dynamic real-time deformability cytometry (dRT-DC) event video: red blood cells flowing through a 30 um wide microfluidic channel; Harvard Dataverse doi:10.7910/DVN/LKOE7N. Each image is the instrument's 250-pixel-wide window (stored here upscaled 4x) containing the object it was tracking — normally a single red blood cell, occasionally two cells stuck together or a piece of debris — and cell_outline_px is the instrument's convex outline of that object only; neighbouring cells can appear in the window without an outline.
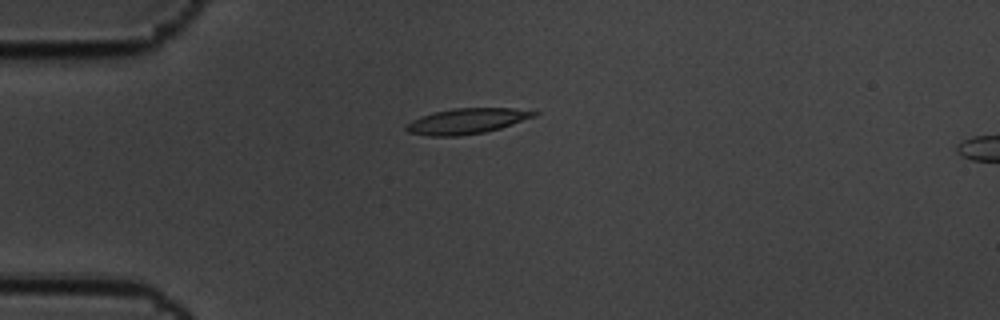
{"species": "common noctule bat (a hibernating species)", "species_latin": "Nyctalus noctula", "temperature_condition": "cold", "stored_images_in_passage": 7, "camera_frame_rate_fps": 3000, "um_per_image_px": 0.085, "animal": {"sex": "male", "body_mass_g": 19.5, "forearm_length_mm": 54.6}, "frame": {"image": 1, "passage_image": 4, "time_ms": 1.0, "image_size_px": [1000, 320], "cell_outline_px": [[540, 112], [536, 116], [500, 128], [484, 132], [460, 136], [428, 136], [408, 132], [404, 128], [404, 124], [420, 116], [452, 108], [512, 108]], "centroid_in_image_um": [39.64, 10.29], "position_along_channel_um": 45.4, "area_um2": 19.02}}
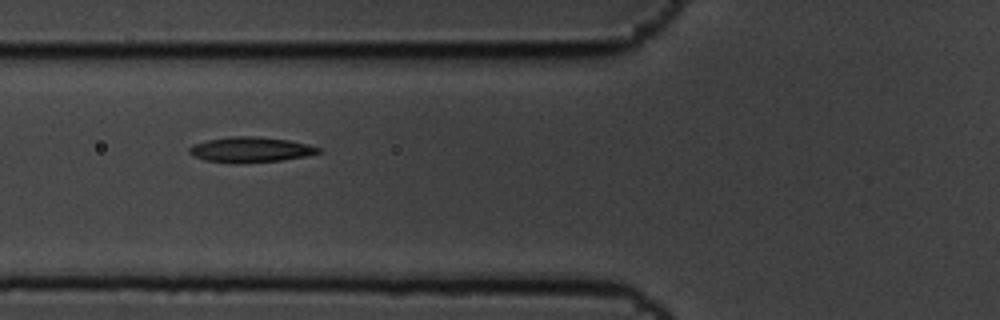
{"frame": {"image": 2, "passage_image": 6, "time_ms": 1.667, "image_size_px": [1000, 320], "cell_outline_px": [[324, 152], [308, 156], [280, 160], [232, 164], [228, 164], [204, 160], [192, 156], [188, 152], [188, 148], [192, 144], [208, 140], [228, 136], [256, 136], [288, 140], [308, 144], [320, 148]], "centroid_in_image_um": [21.27, 12.73], "position_along_channel_um": 104.5, "area_um2": 19.42}}
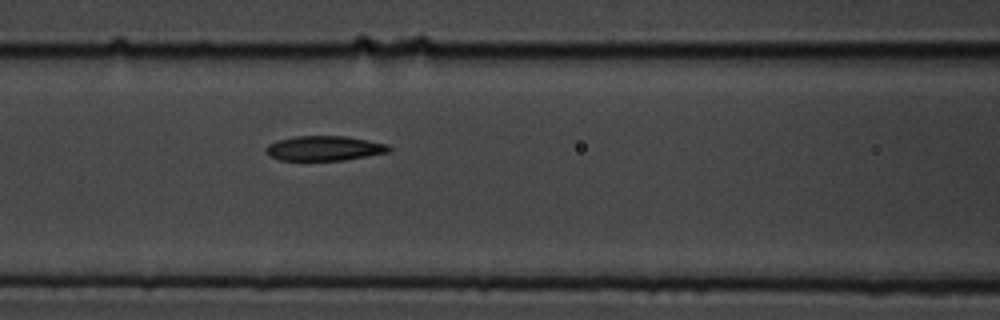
{"frame": {"image": 3, "passage_image": 7, "time_ms": 2.0, "image_size_px": [1000, 320], "cell_outline_px": [[392, 148], [388, 152], [368, 156], [344, 160], [280, 160], [268, 156], [264, 152], [264, 148], [268, 144], [276, 140], [292, 136], [344, 136], [368, 140], [388, 144]], "centroid_in_image_um": [27.51, 12.6], "position_along_channel_um": 139.1, "area_um2": 17.98}}